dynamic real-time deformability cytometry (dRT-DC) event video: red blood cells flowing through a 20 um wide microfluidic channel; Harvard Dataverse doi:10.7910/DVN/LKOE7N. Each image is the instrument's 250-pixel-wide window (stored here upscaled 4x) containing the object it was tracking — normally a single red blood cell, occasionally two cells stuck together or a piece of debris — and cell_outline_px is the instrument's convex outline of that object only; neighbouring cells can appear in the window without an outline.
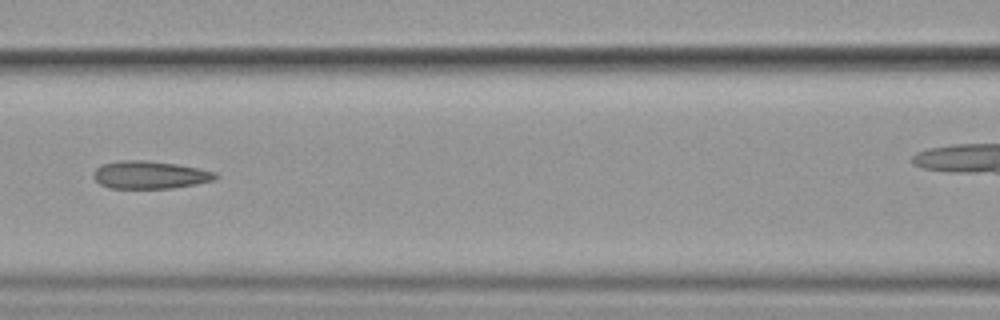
{"species": "common noctule bat (a hibernating species)", "species_latin": "Nyctalus noctula", "temperature_condition": "cold", "stored_images_in_passage": 8, "segment_of_instrument_passage": [1, 2], "camera_frame_rate_fps": 3000, "um_per_image_px": 0.085, "animal": {"sex": "female", "body_mass_g": 19.9}, "frame": {"image": 1, "passage_image": 3, "time_ms": 2.333, "image_size_px": [1000, 320], "cell_outline_px": [[220, 176], [212, 180], [196, 184], [172, 188], [108, 188], [100, 184], [92, 176], [92, 172], [100, 164], [120, 160], [148, 160], [176, 164], [216, 172]], "centroid_in_image_um": [12.69, 14.86], "position_along_channel_um": 153.9, "area_um2": 19.83}}
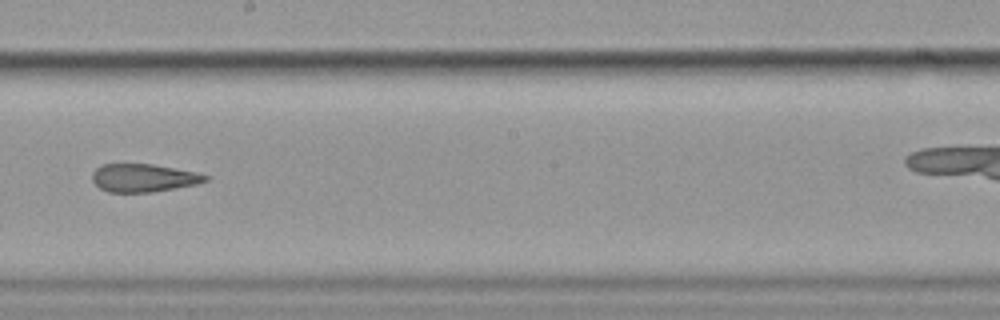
{"frame": {"image": 2, "passage_image": 5, "time_ms": 4.667, "image_size_px": [1000, 320], "cell_outline_px": [[208, 180], [196, 184], [152, 192], [108, 192], [100, 188], [92, 180], [92, 172], [96, 168], [104, 164], [152, 164], [196, 172], [208, 176]], "centroid_in_image_um": [12.17, 15.12], "position_along_channel_um": 236.0, "area_um2": 18.32}}
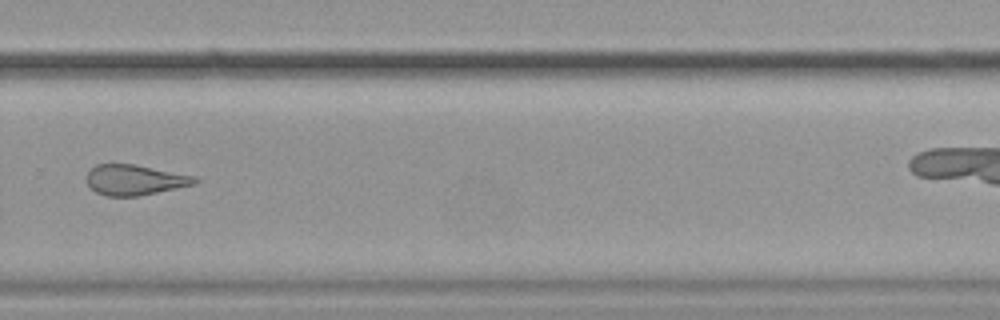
{"frame": {"image": 3, "passage_image": 7, "time_ms": 7.0, "image_size_px": [1000, 320], "cell_outline_px": [[200, 180], [196, 184], [136, 196], [108, 196], [96, 192], [88, 184], [88, 172], [96, 164], [136, 164], [196, 176]], "centroid_in_image_um": [11.5, 15.28], "position_along_channel_um": 318.3, "area_um2": 19.02}}